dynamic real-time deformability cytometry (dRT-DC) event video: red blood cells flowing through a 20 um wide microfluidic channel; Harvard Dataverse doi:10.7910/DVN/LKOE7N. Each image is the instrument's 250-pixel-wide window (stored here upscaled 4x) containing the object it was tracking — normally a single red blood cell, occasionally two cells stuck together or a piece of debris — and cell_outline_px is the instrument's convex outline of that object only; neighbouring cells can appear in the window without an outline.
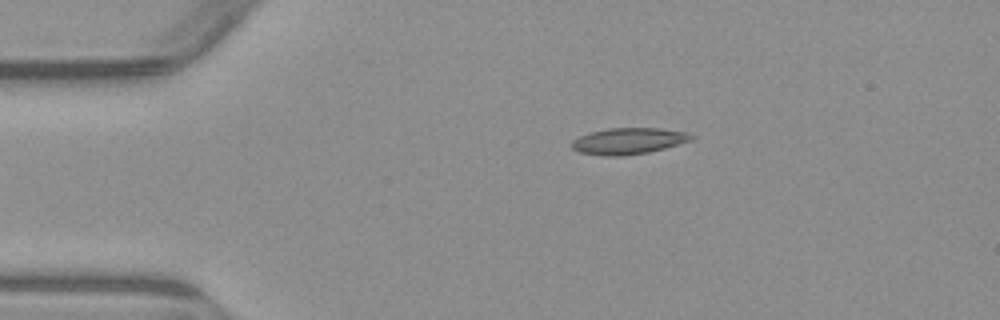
{"species": "common noctule bat (a hibernating species)", "species_latin": "Nyctalus noctula", "temperature_condition": "warm", "stored_images_in_passage": 6, "camera_frame_rate_fps": 3000, "um_per_image_px": 0.085, "animal": {"sex": "male", "body_mass_g": 23.1, "forearm_length_mm": 52.7}, "frame": {"image": 1, "passage_image": 6, "time_ms": 6.0, "image_size_px": [1000, 320], "cell_outline_px": [[696, 136], [692, 140], [664, 148], [648, 152], [620, 156], [608, 156], [580, 152], [572, 148], [572, 140], [580, 136], [592, 132], [608, 128], [660, 128], [688, 132]], "centroid_in_image_um": [53.46, 11.97], "position_along_channel_um": 31.5, "area_um2": 18.21}}